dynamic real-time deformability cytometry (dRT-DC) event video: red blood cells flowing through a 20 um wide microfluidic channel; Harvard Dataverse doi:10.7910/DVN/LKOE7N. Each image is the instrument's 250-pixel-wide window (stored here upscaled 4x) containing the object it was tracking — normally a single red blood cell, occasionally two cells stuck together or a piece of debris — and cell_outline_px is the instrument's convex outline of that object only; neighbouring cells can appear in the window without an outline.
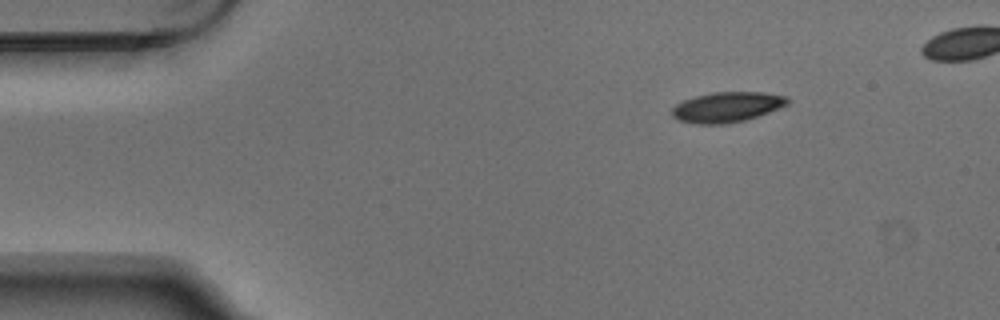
{"species": "Egyptian fruit bat (a non-hibernating species)", "species_latin": "Rousettus aegyptiacus", "temperature_condition": "warm", "stored_images_in_passage": 5, "segment_of_instrument_passage": [2, 2], "camera_frame_rate_fps": 3000, "um_per_image_px": 0.085, "animal": {"sex": "male"}, "frame": {"image": 1, "passage_image": 5, "time_ms": 1.333, "image_size_px": [1000, 320], "cell_outline_px": [[788, 104], [780, 108], [744, 120], [724, 124], [696, 124], [680, 120], [672, 116], [672, 108], [676, 104], [684, 100], [696, 96], [712, 92], [764, 92], [788, 96]], "centroid_in_image_um": [61.8, 9.09], "position_along_channel_um": 23.2, "area_um2": 20.23}}